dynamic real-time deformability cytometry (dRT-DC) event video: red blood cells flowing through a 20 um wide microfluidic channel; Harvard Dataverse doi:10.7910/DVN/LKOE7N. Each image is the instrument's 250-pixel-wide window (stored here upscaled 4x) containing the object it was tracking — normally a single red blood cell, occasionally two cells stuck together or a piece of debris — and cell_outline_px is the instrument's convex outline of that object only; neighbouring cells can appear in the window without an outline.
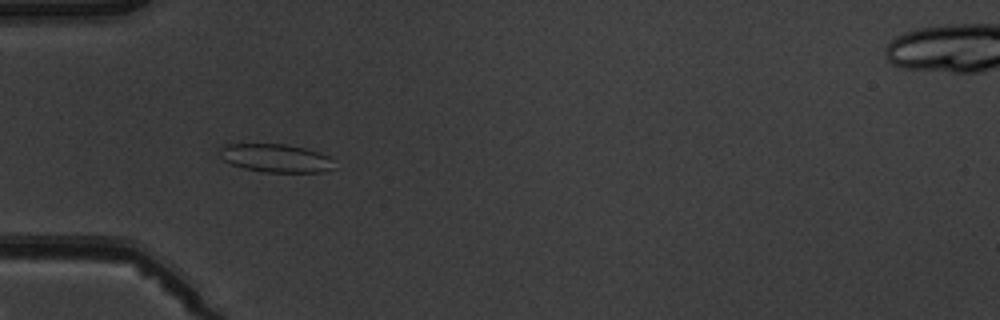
{"species": "common noctule bat (a hibernating species)", "species_latin": "Nyctalus noctula", "temperature_condition": "warm", "stored_images_in_passage": 5, "camera_frame_rate_fps": 3000, "um_per_image_px": 0.085, "animal": {"sex": "male", "body_mass_g": 19.5, "forearm_length_mm": 54.6}, "frame": {"image": 1, "passage_image": 4, "time_ms": 4.667, "image_size_px": [1000, 320], "cell_outline_px": [[336, 160], [332, 168], [324, 172], [260, 172], [244, 168], [232, 164], [224, 160], [220, 156], [220, 148], [224, 144], [284, 144], [304, 148], [320, 152]], "centroid_in_image_um": [23.47, 13.44], "position_along_channel_um": 61.5, "area_um2": 18.96}}
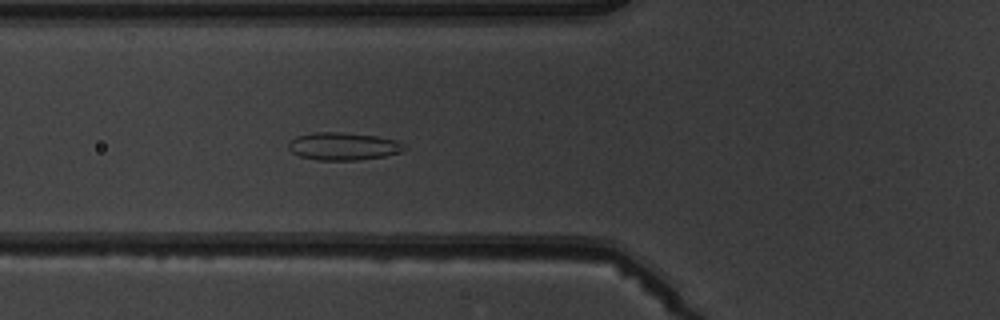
{"frame": {"image": 2, "passage_image": 5, "time_ms": 5.667, "image_size_px": [1000, 320], "cell_outline_px": [[408, 148], [404, 152], [384, 156], [356, 160], [316, 160], [300, 156], [292, 152], [288, 148], [288, 144], [296, 136], [316, 132], [340, 132], [376, 136], [400, 140]], "centroid_in_image_um": [29.24, 12.43], "position_along_channel_um": 96.6, "area_um2": 18.84}}